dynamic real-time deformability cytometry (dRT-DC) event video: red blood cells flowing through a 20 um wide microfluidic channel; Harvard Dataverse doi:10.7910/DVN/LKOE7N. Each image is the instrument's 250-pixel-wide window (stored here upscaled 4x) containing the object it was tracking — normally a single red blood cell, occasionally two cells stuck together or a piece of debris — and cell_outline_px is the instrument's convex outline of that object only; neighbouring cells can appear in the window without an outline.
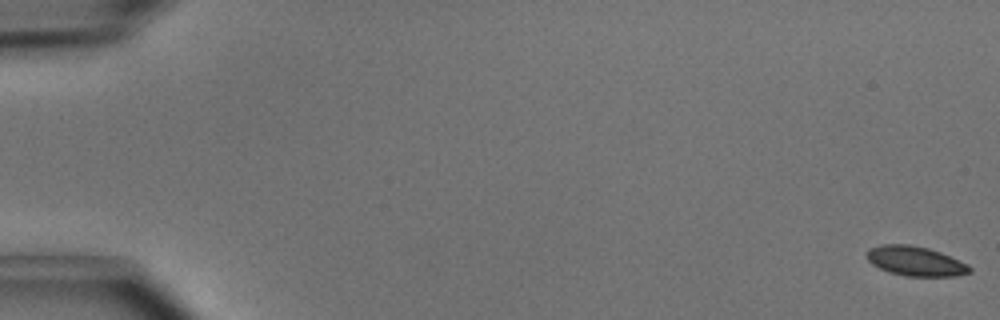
{"species": "common noctule bat (a hibernating species)", "species_latin": "Nyctalus noctula", "temperature_condition": "cold", "stored_images_in_passage": 52, "camera_frame_rate_fps": 3000, "um_per_image_px": 0.085, "animal": {"sex": "male", "body_mass_g": 15.6}, "frame": {"image": 1, "passage_image": 1, "time_ms": 0.0, "image_size_px": [1000, 320], "cell_outline_px": [[972, 272], [956, 276], [904, 276], [888, 272], [872, 264], [864, 256], [864, 252], [868, 248], [880, 244], [908, 244], [928, 248], [940, 252], [968, 264], [972, 268]], "centroid_in_image_um": [77.77, 22.19], "position_along_channel_um": 7.2, "area_um2": 18.03}}
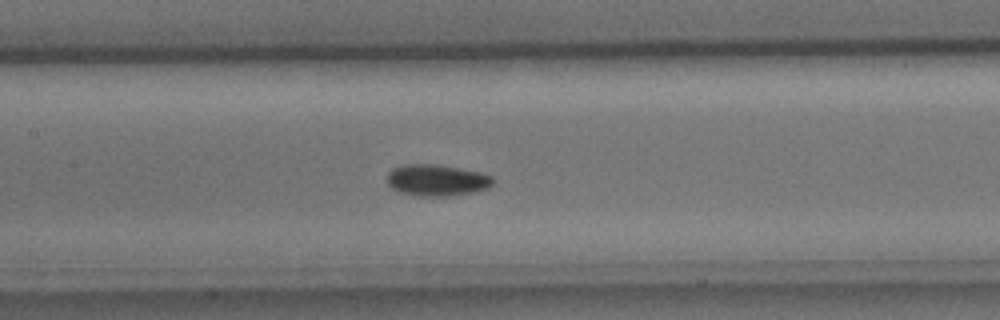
{"frame": {"image": 2, "passage_image": 25, "time_ms": 8.0, "image_size_px": [1000, 320], "cell_outline_px": [[496, 180], [488, 188], [472, 192], [448, 196], [420, 196], [400, 192], [392, 188], [388, 184], [388, 172], [392, 168], [404, 164], [436, 164], [460, 168], [480, 172], [492, 176]], "centroid_in_image_um": [37.14, 15.31], "position_along_channel_um": 170.3, "area_um2": 19.48}}
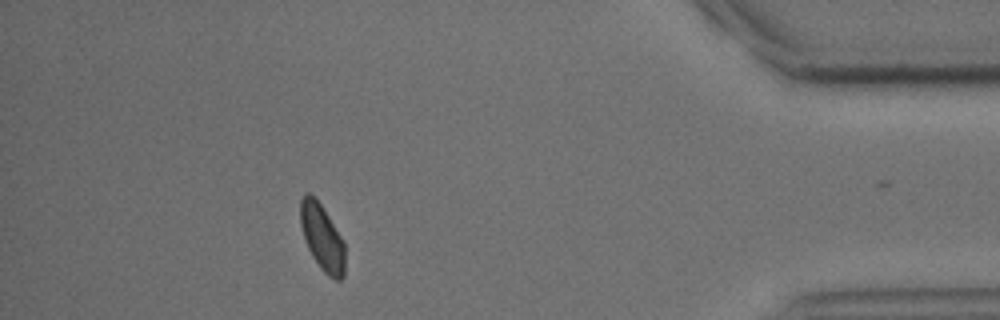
{"frame": {"image": 3, "passage_image": 46, "time_ms": 15.0, "image_size_px": [1000, 320], "cell_outline_px": [[344, 276], [340, 280], [336, 280], [328, 276], [320, 268], [312, 256], [308, 248], [300, 224], [300, 200], [308, 192], [320, 204], [328, 216], [340, 236], [344, 244]], "centroid_in_image_um": [27.37, 20.22], "position_along_channel_um": 407.8, "area_um2": 16.82}, "authors_computed_cell_mechanics": {"area_um2": 18.1203, "velocity_mm_per_s": 4.0315, "shape_relaxation_time_tau1_ms": 2.3878, "shape_relaxation_time_tau2_ms": null, "deformation_change_tau1": 0.0672, "deformation_change_tau2": null}}